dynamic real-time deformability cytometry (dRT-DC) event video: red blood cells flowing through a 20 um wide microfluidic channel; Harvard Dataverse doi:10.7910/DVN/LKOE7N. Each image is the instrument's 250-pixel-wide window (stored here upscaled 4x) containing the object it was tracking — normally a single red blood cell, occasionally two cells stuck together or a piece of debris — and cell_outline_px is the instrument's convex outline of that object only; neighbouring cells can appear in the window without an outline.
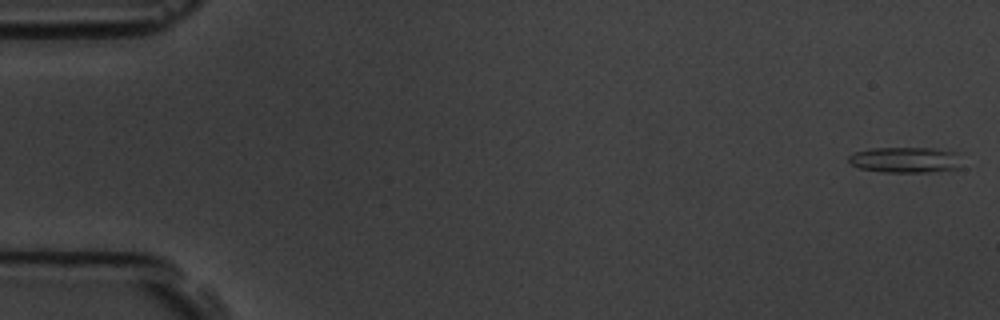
{"species": "common noctule bat (a hibernating species)", "species_latin": "Nyctalus noctula", "temperature_condition": "room temperature", "stored_images_in_passage": 6, "camera_frame_rate_fps": 3000, "um_per_image_px": 0.085, "animal": {"sex": "male", "body_mass_g": 19.5, "forearm_length_mm": 54.6}, "frame": {"image": 1, "passage_image": 1, "time_ms": 0.0, "image_size_px": [1000, 320], "cell_outline_px": [[960, 168], [932, 172], [884, 172], [860, 168], [852, 164], [848, 160], [848, 156], [856, 152], [872, 148], [936, 148], [956, 152]], "centroid_in_image_um": [76.95, 13.59], "position_along_channel_um": 8.0, "area_um2": 16.82}}
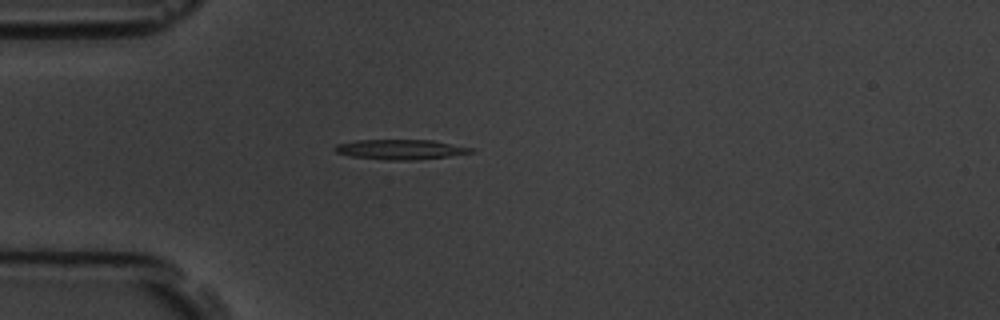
{"frame": {"image": 2, "passage_image": 5, "time_ms": 4.667, "image_size_px": [1000, 320], "cell_outline_px": [[476, 152], [448, 156], [412, 160], [384, 160], [352, 156], [336, 152], [332, 148], [336, 144], [356, 140], [432, 140], [472, 148]], "centroid_in_image_um": [34.01, 12.7], "position_along_channel_um": 51.0, "area_um2": 15.72}}